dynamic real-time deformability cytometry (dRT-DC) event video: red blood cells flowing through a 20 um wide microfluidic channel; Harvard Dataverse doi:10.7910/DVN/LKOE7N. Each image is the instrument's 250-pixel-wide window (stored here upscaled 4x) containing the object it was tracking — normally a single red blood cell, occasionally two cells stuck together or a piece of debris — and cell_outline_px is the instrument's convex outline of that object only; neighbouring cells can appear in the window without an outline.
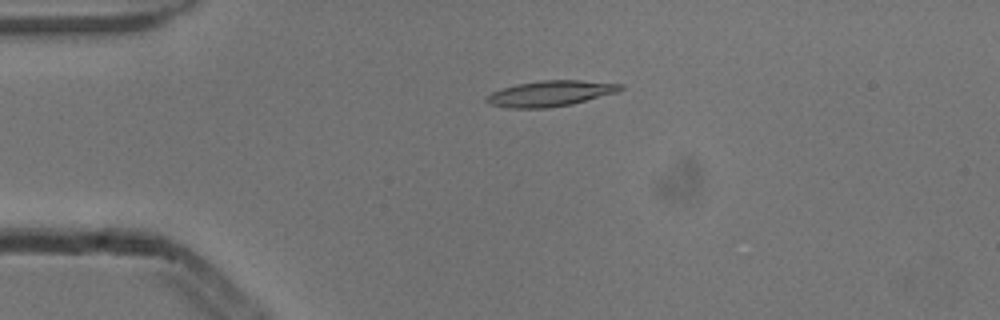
{"species": "common noctule bat (a hibernating species)", "species_latin": "Nyctalus noctula", "temperature_condition": "cold", "stored_images_in_passage": 4, "camera_frame_rate_fps": 3000, "um_per_image_px": 0.085, "animal": {"sex": "male", "body_mass_g": 13.3}, "frame": {"image": 1, "passage_image": 3, "time_ms": 0.667, "image_size_px": [1000, 320], "cell_outline_px": [[624, 88], [620, 92], [572, 104], [548, 108], [508, 108], [488, 104], [484, 100], [484, 96], [492, 92], [516, 84], [540, 80], [580, 80], [624, 84]], "centroid_in_image_um": [46.79, 7.95], "position_along_channel_um": 38.2, "area_um2": 20.35}}